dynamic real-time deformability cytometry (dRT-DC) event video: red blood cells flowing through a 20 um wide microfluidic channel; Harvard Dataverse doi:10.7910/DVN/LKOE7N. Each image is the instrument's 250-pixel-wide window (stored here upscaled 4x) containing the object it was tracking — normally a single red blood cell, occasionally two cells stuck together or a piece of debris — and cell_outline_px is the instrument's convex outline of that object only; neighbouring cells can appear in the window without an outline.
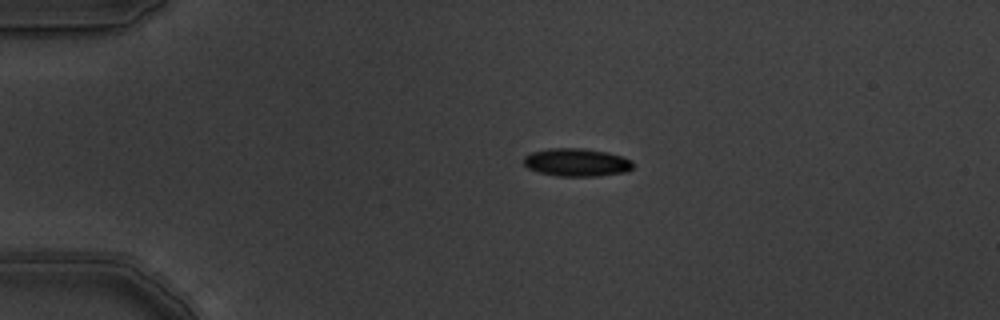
{"species": "common noctule bat (a hibernating species)", "species_latin": "Nyctalus noctula", "temperature_condition": "warm", "stored_images_in_passage": 4, "camera_frame_rate_fps": 3000, "um_per_image_px": 0.085, "animal": {"sex": "male", "body_mass_g": 19.5, "forearm_length_mm": 54.6}, "frame": {"image": 1, "passage_image": 1, "time_ms": 0.0, "image_size_px": [1000, 320], "cell_outline_px": [[632, 168], [628, 172], [596, 176], [560, 176], [540, 172], [528, 168], [524, 164], [524, 156], [532, 152], [548, 148], [584, 148], [608, 152], [632, 160]], "centroid_in_image_um": [49.03, 13.79], "position_along_channel_um": 36.0, "area_um2": 17.8}}
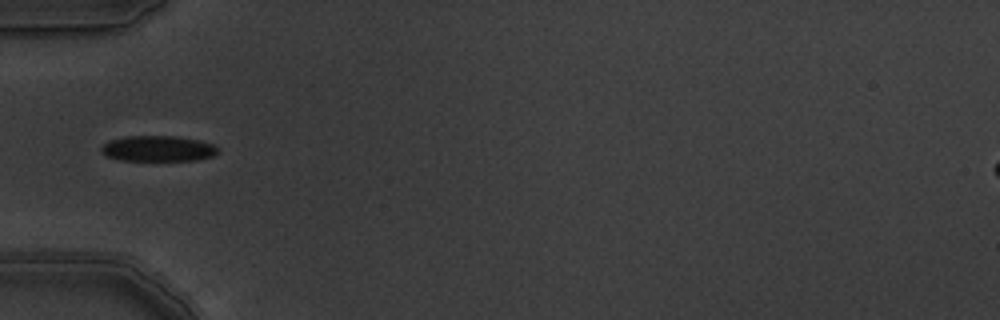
{"frame": {"image": 2, "passage_image": 3, "time_ms": 0.667, "image_size_px": [1000, 320], "cell_outline_px": [[216, 152], [212, 156], [196, 160], [124, 160], [108, 156], [100, 152], [100, 148], [108, 140], [124, 136], [176, 136], [200, 140], [212, 144], [216, 148]], "centroid_in_image_um": [13.38, 12.61], "position_along_channel_um": 71.6, "area_um2": 17.28}}
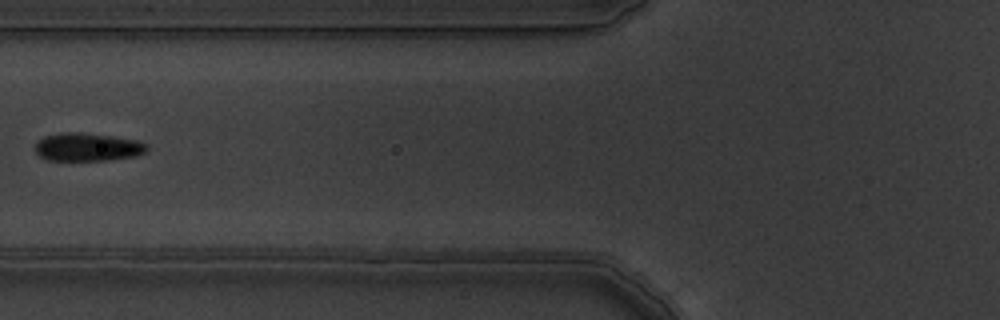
{"frame": {"image": 3, "passage_image": 4, "time_ms": 1.0, "image_size_px": [1000, 320], "cell_outline_px": [[148, 148], [144, 152], [136, 156], [108, 160], [48, 160], [40, 156], [36, 152], [36, 140], [44, 136], [60, 132], [80, 132], [112, 136], [136, 140], [148, 144]], "centroid_in_image_um": [7.42, 12.49], "position_along_channel_um": 118.4, "area_um2": 18.38}}